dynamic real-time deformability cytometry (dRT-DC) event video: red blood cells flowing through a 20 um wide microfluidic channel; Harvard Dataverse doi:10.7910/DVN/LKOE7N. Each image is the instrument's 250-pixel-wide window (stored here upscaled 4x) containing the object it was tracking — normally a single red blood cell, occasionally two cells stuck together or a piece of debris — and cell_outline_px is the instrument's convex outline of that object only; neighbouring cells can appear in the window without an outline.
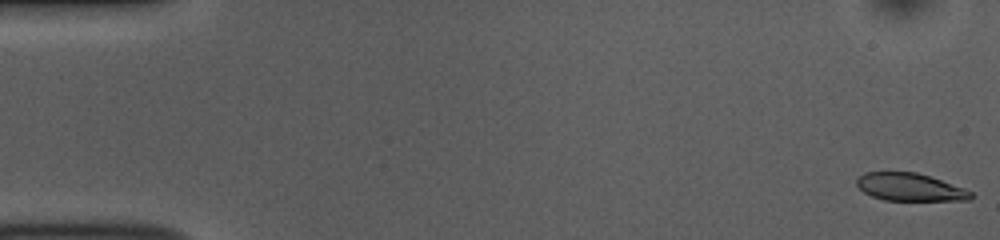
{"species": "common noctule bat (a hibernating species)", "species_latin": "Nyctalus noctula", "temperature_condition": "room temperature", "stored_images_in_passage": 52, "camera_frame_rate_fps": 3000, "um_per_image_px": 0.085, "animal": {"sex": "female", "body_mass_g": 10.0, "forearm_length_mm": 53.1}, "frame": {"image": 1, "passage_image": 1, "time_ms": 0.0, "image_size_px": [1000, 240], "cell_outline_px": [[972, 200], [884, 200], [872, 196], [864, 192], [856, 184], [856, 180], [864, 172], [916, 172], [964, 188], [972, 192]], "centroid_in_image_um": [77.33, 15.91], "position_along_channel_um": 7.7, "area_um2": 18.21}}
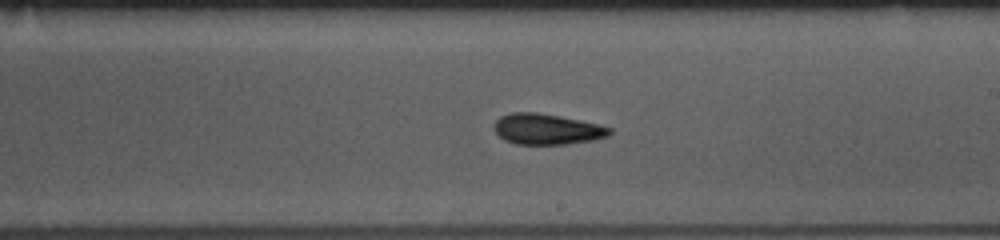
{"frame": {"image": 2, "passage_image": 30, "time_ms": 9.667, "image_size_px": [1000, 240], "cell_outline_px": [[612, 132], [608, 136], [592, 140], [564, 144], [516, 144], [504, 140], [492, 128], [492, 124], [500, 116], [512, 112], [536, 112], [560, 116], [600, 124], [612, 128]], "centroid_in_image_um": [46.46, 10.97], "position_along_channel_um": 242.5, "area_um2": 20.81}}
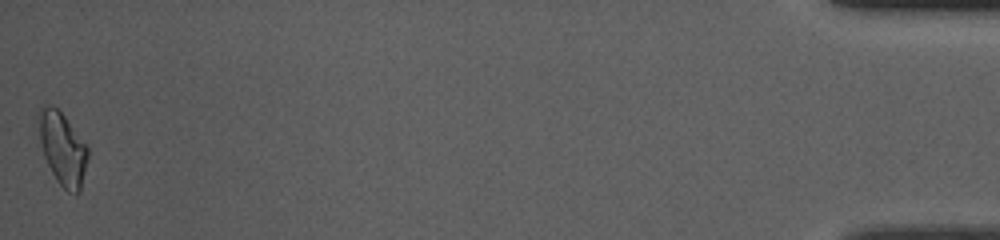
{"frame": {"image": 3, "passage_image": 52, "time_ms": 17.0, "image_size_px": [1000, 240], "cell_outline_px": [[88, 160], [80, 192], [68, 192], [56, 180], [44, 156], [40, 140], [36, 116], [36, 112], [40, 108], [48, 104], [52, 104], [64, 116], [88, 148]], "centroid_in_image_um": [5.29, 12.6], "position_along_channel_um": 429.9, "area_um2": 20.75}, "authors_computed_cell_mechanics": {"area_um2": 20.3167, "velocity_mm_per_s": 3.8411, "shape_relaxation_time_tau1_ms": 4.2125, "shape_relaxation_time_tau2_ms": 4.5229, "deformation_change_tau1": 0.1206, "deformation_change_tau2": 0.1135}}